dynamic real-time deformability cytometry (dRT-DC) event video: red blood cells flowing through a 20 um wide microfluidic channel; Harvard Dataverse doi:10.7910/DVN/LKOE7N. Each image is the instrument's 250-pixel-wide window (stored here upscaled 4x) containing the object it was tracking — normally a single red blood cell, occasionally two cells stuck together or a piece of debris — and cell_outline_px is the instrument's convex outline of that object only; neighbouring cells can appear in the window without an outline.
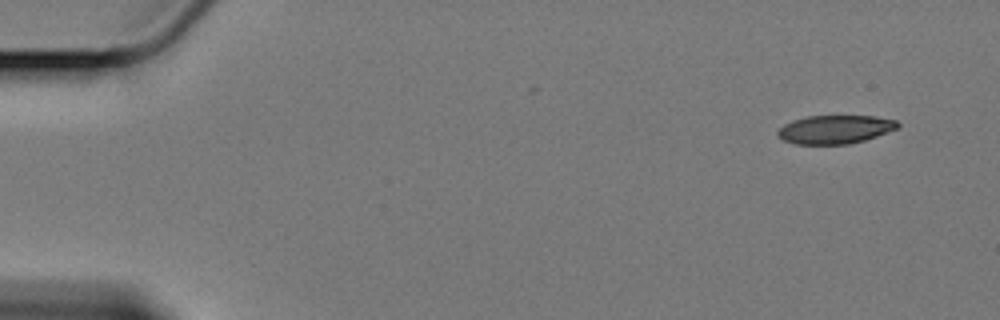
{"species": "Egyptian fruit bat (a non-hibernating species)", "species_latin": "Rousettus aegyptiacus", "temperature_condition": "cold", "stored_images_in_passage": 56, "camera_frame_rate_fps": 3000, "um_per_image_px": 0.085, "animal": {"sex": "female"}, "frame": {"image": 1, "passage_image": 1, "time_ms": 0.0, "image_size_px": [1000, 320], "cell_outline_px": [[900, 128], [864, 140], [848, 144], [796, 144], [784, 140], [776, 136], [776, 132], [784, 124], [792, 120], [808, 116], [876, 116], [896, 120], [900, 124]], "centroid_in_image_um": [70.99, 10.99], "position_along_channel_um": 14.0, "area_um2": 20.0}}
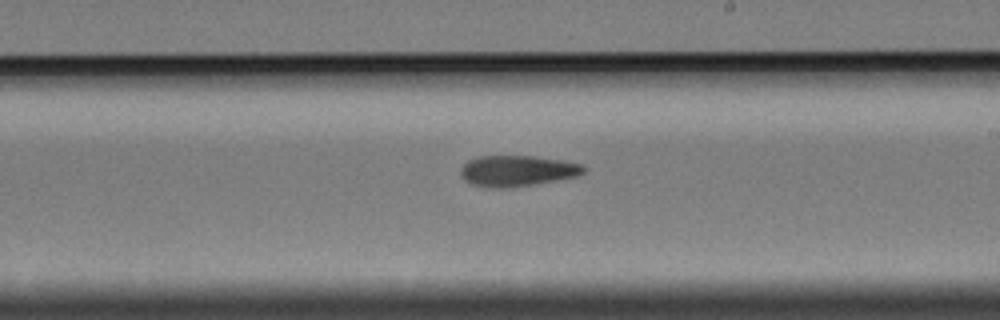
{"frame": {"image": 2, "passage_image": 32, "time_ms": 10.333, "image_size_px": [1000, 320], "cell_outline_px": [[584, 172], [576, 176], [556, 180], [512, 188], [484, 188], [472, 184], [464, 180], [460, 176], [460, 168], [468, 160], [480, 156], [532, 156], [564, 160], [580, 164], [584, 168]], "centroid_in_image_um": [43.9, 14.53], "position_along_channel_um": 245.1, "area_um2": 22.25}}
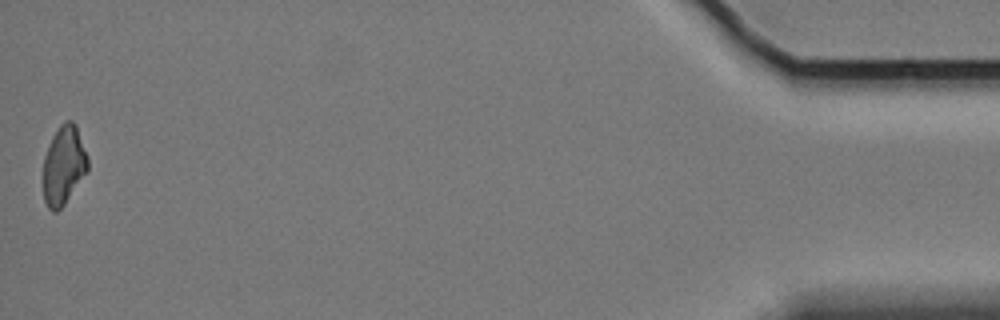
{"frame": {"image": 3, "passage_image": 56, "time_ms": 18.333, "image_size_px": [1000, 320], "cell_outline_px": [[88, 168], [64, 204], [56, 212], [52, 212], [48, 208], [44, 200], [44, 156], [48, 144], [52, 136], [60, 124], [68, 120], [72, 120], [76, 124], [88, 156]], "centroid_in_image_um": [5.41, 14.01], "position_along_channel_um": 429.8, "area_um2": 20.29}, "authors_computed_cell_mechanics": {"area_um2": 21.9351, "velocity_mm_per_s": 3.394, "shape_relaxation_time_tau1_ms": 8.6269, "shape_relaxation_time_tau2_ms": 9.7549, "deformation_change_tau1": 0.1634, "deformation_change_tau2": 0.1751}}